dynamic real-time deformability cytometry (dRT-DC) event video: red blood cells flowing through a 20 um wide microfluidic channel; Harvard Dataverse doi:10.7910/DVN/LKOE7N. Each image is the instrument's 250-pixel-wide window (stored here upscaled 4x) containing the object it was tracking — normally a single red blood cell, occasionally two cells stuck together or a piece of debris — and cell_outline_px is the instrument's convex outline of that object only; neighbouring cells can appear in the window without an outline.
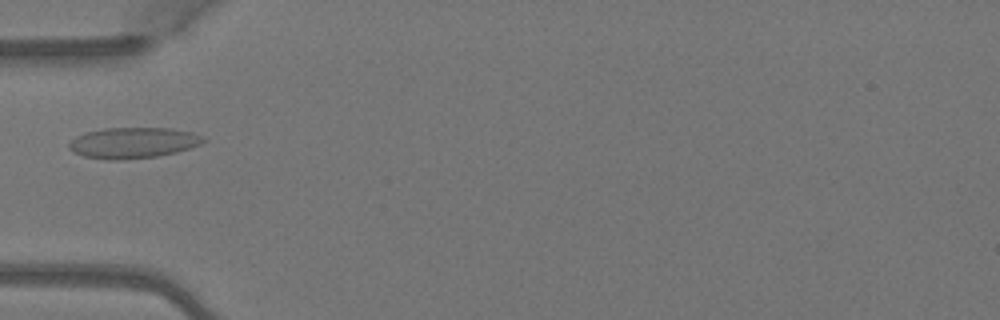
{"species": "Egyptian fruit bat (a non-hibernating species)", "species_latin": "Rousettus aegyptiacus", "temperature_condition": "warm", "stored_images_in_passage": 3, "camera_frame_rate_fps": 3000, "um_per_image_px": 0.085, "animal": {"sex": "female"}, "frame": {"image": 1, "passage_image": 2, "time_ms": 0.333, "image_size_px": [1000, 320], "cell_outline_px": [[208, 140], [200, 144], [176, 152], [156, 156], [124, 160], [108, 160], [84, 156], [72, 152], [68, 148], [68, 144], [76, 136], [84, 132], [104, 128], [172, 128], [192, 132], [204, 136]], "centroid_in_image_um": [11.3, 12.13], "position_along_channel_um": 73.7, "area_um2": 24.33}}
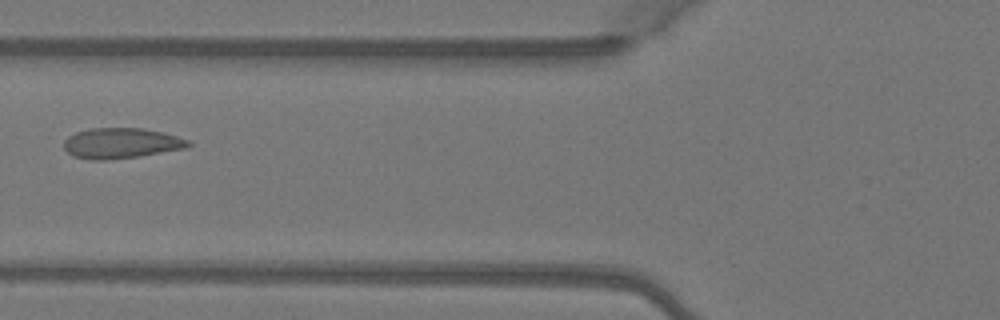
{"frame": {"image": 2, "passage_image": 3, "time_ms": 0.667, "image_size_px": [1000, 320], "cell_outline_px": [[192, 144], [188, 148], [140, 156], [108, 160], [88, 160], [72, 156], [64, 148], [64, 140], [68, 136], [76, 132], [88, 128], [140, 128], [164, 132], [188, 140]], "centroid_in_image_um": [10.29, 12.18], "position_along_channel_um": 115.5, "area_um2": 22.31}}